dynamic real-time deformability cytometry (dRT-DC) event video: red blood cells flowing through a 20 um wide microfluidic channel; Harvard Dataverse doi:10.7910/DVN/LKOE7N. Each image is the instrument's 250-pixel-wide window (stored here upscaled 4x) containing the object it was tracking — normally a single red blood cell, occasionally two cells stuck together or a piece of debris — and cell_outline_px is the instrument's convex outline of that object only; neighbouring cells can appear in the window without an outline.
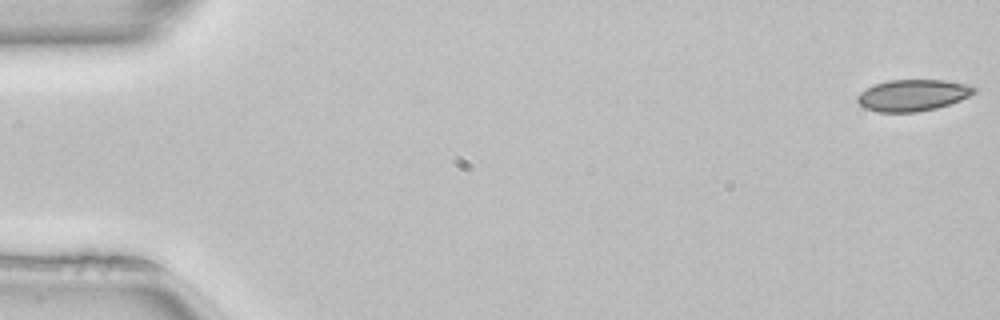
{"species": "common noctule bat (a hibernating species)", "species_latin": "Nyctalus noctula", "temperature_condition": "room temperature", "stored_images_in_passage": 51, "camera_frame_rate_fps": 3000, "um_per_image_px": 0.085, "animal": {"sex": "female", "body_mass_g": 22.7, "forearm_length_mm": 54.2}, "frame": {"image": 1, "passage_image": 1, "time_ms": 0.0, "image_size_px": [1000, 320], "cell_outline_px": [[976, 92], [960, 100], [936, 108], [916, 112], [876, 112], [864, 108], [856, 100], [856, 96], [864, 88], [888, 80], [944, 80], [964, 84], [976, 88]], "centroid_in_image_um": [77.52, 8.1], "position_along_channel_um": 7.5, "area_um2": 21.39}}
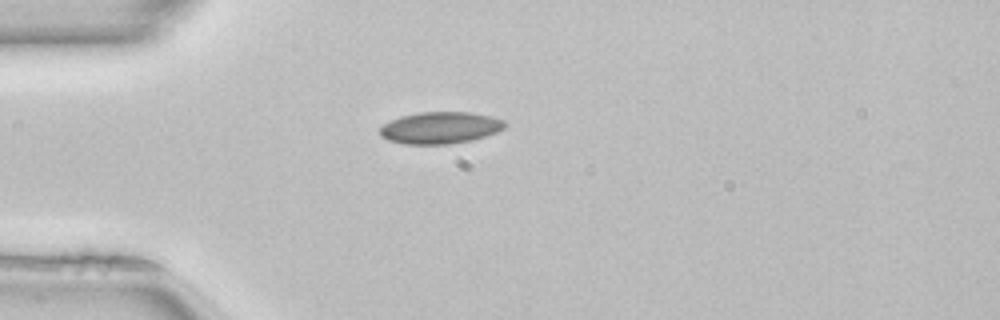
{"frame": {"image": 2, "passage_image": 14, "time_ms": 4.333, "image_size_px": [1000, 320], "cell_outline_px": [[508, 124], [504, 128], [496, 132], [484, 136], [468, 140], [448, 144], [404, 144], [388, 140], [380, 136], [380, 128], [384, 124], [400, 116], [420, 112], [468, 112], [492, 116], [504, 120]], "centroid_in_image_um": [37.42, 10.85], "position_along_channel_um": 47.6, "area_um2": 23.06}}
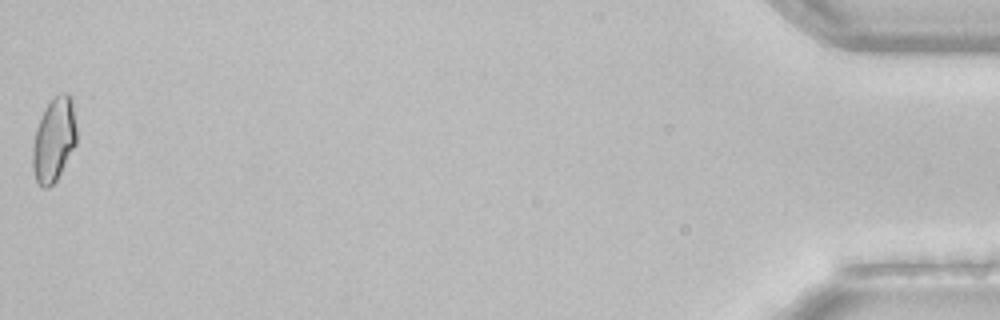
{"frame": {"image": 3, "passage_image": 51, "time_ms": 16.667, "image_size_px": [1000, 320], "cell_outline_px": [[76, 144], [56, 180], [48, 188], [40, 188], [36, 180], [32, 168], [32, 148], [36, 128], [44, 108], [60, 92], [68, 92], [72, 96], [76, 128]], "centroid_in_image_um": [4.58, 11.87], "position_along_channel_um": 430.6, "area_um2": 21.62}, "authors_computed_cell_mechanics": {"area_um2": 21.6172, "velocity_mm_per_s": 4.0502, "shape_relaxation_time_tau1_ms": 5.4626, "shape_relaxation_time_tau2_ms": 7.2559, "deformation_change_tau1": 0.086, "deformation_change_tau2": 0.0591}}